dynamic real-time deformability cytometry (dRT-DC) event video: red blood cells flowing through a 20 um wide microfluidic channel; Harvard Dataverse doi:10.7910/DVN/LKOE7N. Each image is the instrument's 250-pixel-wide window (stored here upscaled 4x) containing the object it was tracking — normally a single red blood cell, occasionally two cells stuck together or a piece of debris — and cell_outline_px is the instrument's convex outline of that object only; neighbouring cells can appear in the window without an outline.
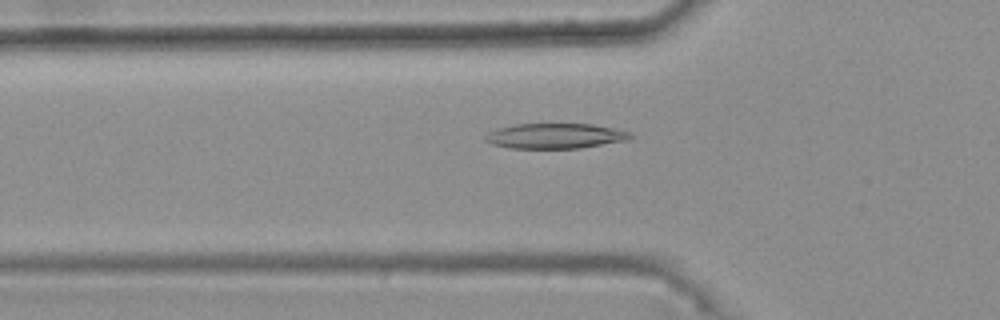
{"species": "common noctule bat (a hibernating species)", "species_latin": "Nyctalus noctula", "temperature_condition": "warm", "stored_images_in_passage": 49, "camera_frame_rate_fps": 3000, "um_per_image_px": 0.085, "animal": {"sex": "female", "body_mass_g": 25.1}, "frame": {"image": 1, "passage_image": 18, "time_ms": 5.667, "image_size_px": [1000, 320], "cell_outline_px": [[632, 136], [628, 140], [580, 148], [508, 148], [492, 144], [484, 140], [484, 136], [488, 132], [496, 128], [516, 124], [592, 124], [632, 132]], "centroid_in_image_um": [47.16, 11.55], "position_along_channel_um": 78.6, "area_um2": 21.33}}
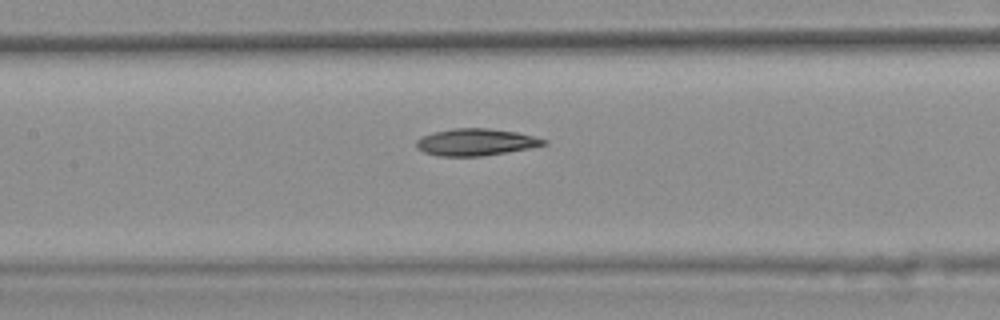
{"frame": {"image": 2, "passage_image": 25, "time_ms": 8.0, "image_size_px": [1000, 320], "cell_outline_px": [[548, 144], [532, 148], [480, 156], [440, 156], [424, 152], [416, 148], [416, 140], [420, 136], [432, 132], [452, 128], [488, 128], [516, 132], [548, 140]], "centroid_in_image_um": [40.42, 12.07], "position_along_channel_um": 167.0, "area_um2": 20.11}}
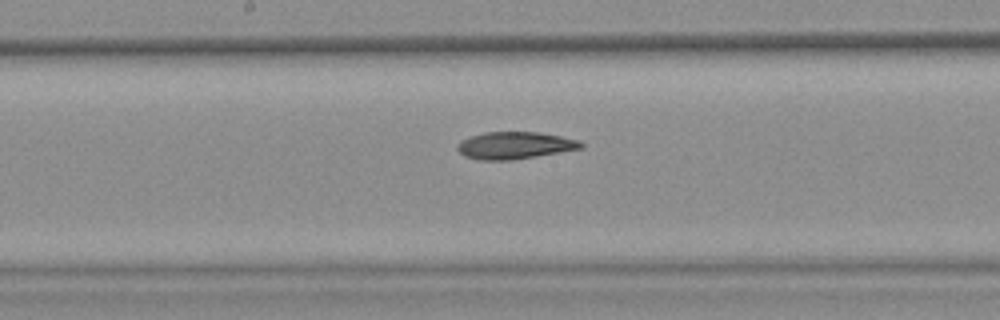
{"frame": {"image": 3, "passage_image": 28, "time_ms": 9.0, "image_size_px": [1000, 320], "cell_outline_px": [[584, 148], [512, 160], [480, 160], [464, 156], [456, 148], [456, 144], [460, 140], [484, 132], [540, 132], [580, 140], [584, 144]], "centroid_in_image_um": [43.75, 12.36], "position_along_channel_um": 204.4, "area_um2": 19.65}}